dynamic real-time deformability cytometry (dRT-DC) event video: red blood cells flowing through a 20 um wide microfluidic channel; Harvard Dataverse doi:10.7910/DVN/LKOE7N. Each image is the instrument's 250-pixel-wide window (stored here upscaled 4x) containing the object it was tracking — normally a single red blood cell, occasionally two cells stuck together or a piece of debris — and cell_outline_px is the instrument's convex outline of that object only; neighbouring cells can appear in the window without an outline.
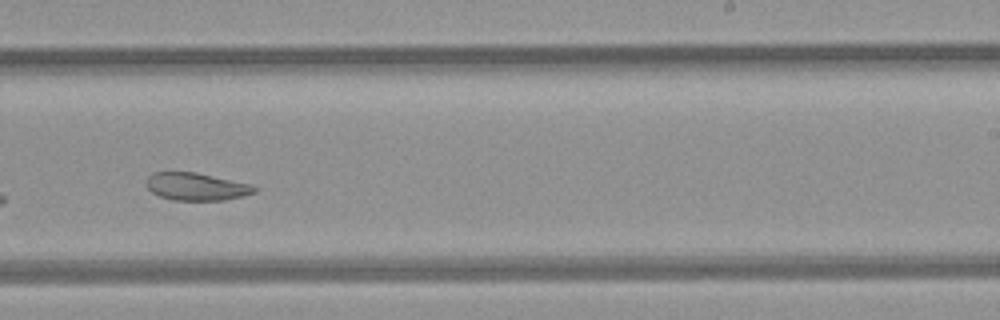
{"species": "common noctule bat (a hibernating species)", "species_latin": "Nyctalus noctula", "temperature_condition": "room temperature", "stored_images_in_passage": 35, "camera_frame_rate_fps": 3000, "um_per_image_px": 0.085, "animal": {"sex": "female", "body_mass_g": 21.9}, "frame": {"image": 1, "passage_image": 16, "time_ms": 5.0, "image_size_px": [1000, 320], "cell_outline_px": [[256, 192], [244, 196], [224, 200], [172, 200], [160, 196], [152, 192], [148, 188], [148, 176], [152, 172], [196, 172], [252, 184], [256, 188]], "centroid_in_image_um": [16.72, 15.86], "position_along_channel_um": 272.3, "area_um2": 17.34}, "authors_computed_cell_mechanics": {"area_um2": 19.8832, "velocity_mm_per_s": 4.2139, "shape_relaxation_time_tau1_ms": null, "shape_relaxation_time_tau2_ms": 3.3925, "deformation_change_tau1": null, "deformation_change_tau2": 0.0901}}